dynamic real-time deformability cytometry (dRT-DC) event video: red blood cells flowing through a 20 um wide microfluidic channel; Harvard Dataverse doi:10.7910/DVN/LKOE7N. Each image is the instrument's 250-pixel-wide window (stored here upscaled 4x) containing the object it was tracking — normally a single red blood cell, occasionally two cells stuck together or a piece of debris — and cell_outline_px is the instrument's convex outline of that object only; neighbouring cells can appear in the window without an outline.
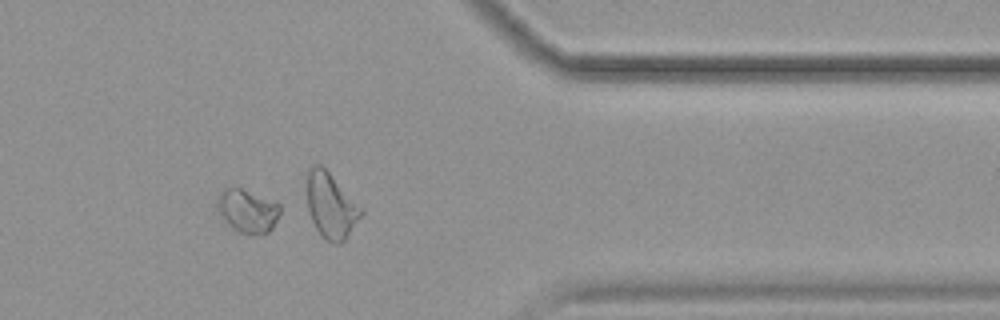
{"species": "common noctule bat (a hibernating species)", "species_latin": "Nyctalus noctula", "temperature_condition": "cold", "stored_images_in_passage": 54, "segment_of_instrument_passage": [2, 2], "camera_frame_rate_fps": 3000, "um_per_image_px": 0.085, "animal": {"sex": "female", "body_mass_g": 19.9}, "frame": {"image": 1, "passage_image": 45, "time_ms": 14.667, "image_size_px": [1000, 320], "cell_outline_px": [[280, 212], [272, 228], [268, 232], [260, 236], [256, 236], [236, 232], [220, 216], [216, 208], [216, 196], [224, 188], [232, 184], [236, 184], [276, 200], [280, 204]], "centroid_in_image_um": [21.01, 17.87], "position_along_channel_um": 390.4, "area_um2": 17.05}}